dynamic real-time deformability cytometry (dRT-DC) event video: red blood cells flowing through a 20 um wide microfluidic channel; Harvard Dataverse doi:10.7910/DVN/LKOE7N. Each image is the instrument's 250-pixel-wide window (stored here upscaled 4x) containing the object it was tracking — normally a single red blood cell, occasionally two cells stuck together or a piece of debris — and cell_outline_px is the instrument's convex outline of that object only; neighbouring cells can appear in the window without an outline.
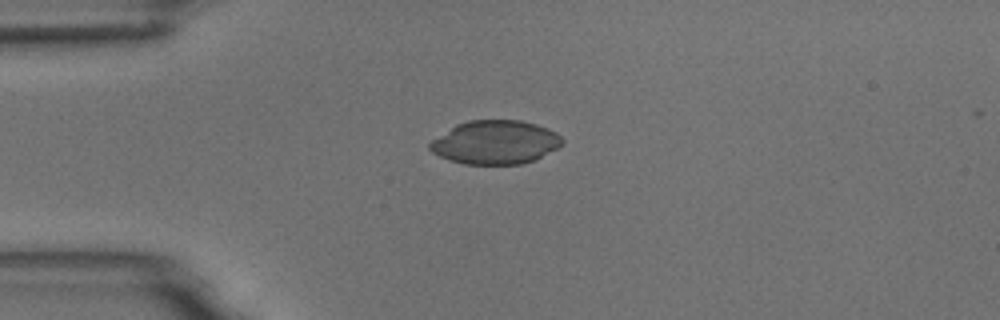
{"species": "common noctule bat (a hibernating species)", "species_latin": "Nyctalus noctula", "temperature_condition": "room temperature", "stored_images_in_passage": 5, "camera_frame_rate_fps": 3000, "um_per_image_px": 0.085, "animal": {"sex": "male", "body_mass_g": 18.8}, "frame": {"image": 1, "passage_image": 1, "time_ms": 0.0, "image_size_px": [1000, 320], "cell_outline_px": [[564, 144], [536, 160], [520, 164], [464, 164], [448, 160], [432, 152], [428, 148], [428, 144], [432, 140], [456, 124], [468, 120], [520, 120], [536, 124], [548, 128], [556, 132], [564, 140]], "centroid_in_image_um": [42.11, 12.1], "position_along_channel_um": 42.9, "area_um2": 33.87}}